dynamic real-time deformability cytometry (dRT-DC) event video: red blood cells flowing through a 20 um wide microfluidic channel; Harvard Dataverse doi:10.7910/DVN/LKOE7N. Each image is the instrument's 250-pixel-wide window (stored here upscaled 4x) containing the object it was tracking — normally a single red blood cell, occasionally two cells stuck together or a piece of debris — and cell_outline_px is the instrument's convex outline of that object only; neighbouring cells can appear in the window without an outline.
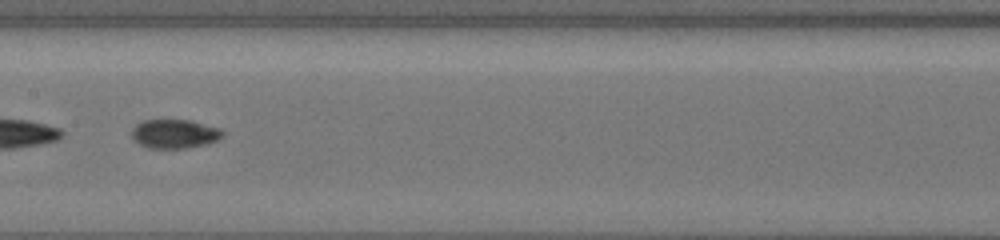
{"species": "common noctule bat (a hibernating species)", "species_latin": "Nyctalus noctula", "temperature_condition": "cold", "stored_images_in_passage": 13, "segment_of_instrument_passage": [2, 2], "camera_frame_rate_fps": 3000, "um_per_image_px": 0.085, "animal": {"sex": "female", "body_mass_g": 19.5, "forearm_length_mm": 54.1}, "frame": {"image": 1, "passage_image": 11, "time_ms": 9.333, "image_size_px": [1000, 240], "cell_outline_px": [[224, 136], [208, 144], [188, 148], [148, 148], [132, 140], [132, 128], [136, 124], [144, 120], [192, 120], [220, 128], [224, 132]], "centroid_in_image_um": [14.85, 11.38], "position_along_channel_um": 192.6, "area_um2": 15.55}}
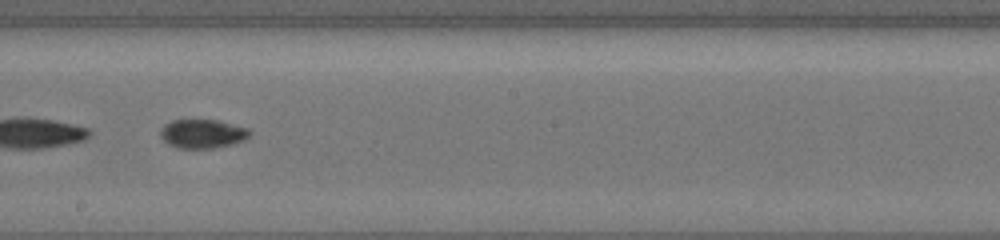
{"frame": {"image": 2, "passage_image": 12, "time_ms": 10.333, "image_size_px": [1000, 240], "cell_outline_px": [[248, 136], [244, 140], [232, 144], [212, 148], [180, 148], [168, 144], [160, 136], [160, 128], [164, 124], [172, 120], [216, 120], [248, 128]], "centroid_in_image_um": [17.16, 11.36], "position_along_channel_um": 231.0, "area_um2": 14.85}}